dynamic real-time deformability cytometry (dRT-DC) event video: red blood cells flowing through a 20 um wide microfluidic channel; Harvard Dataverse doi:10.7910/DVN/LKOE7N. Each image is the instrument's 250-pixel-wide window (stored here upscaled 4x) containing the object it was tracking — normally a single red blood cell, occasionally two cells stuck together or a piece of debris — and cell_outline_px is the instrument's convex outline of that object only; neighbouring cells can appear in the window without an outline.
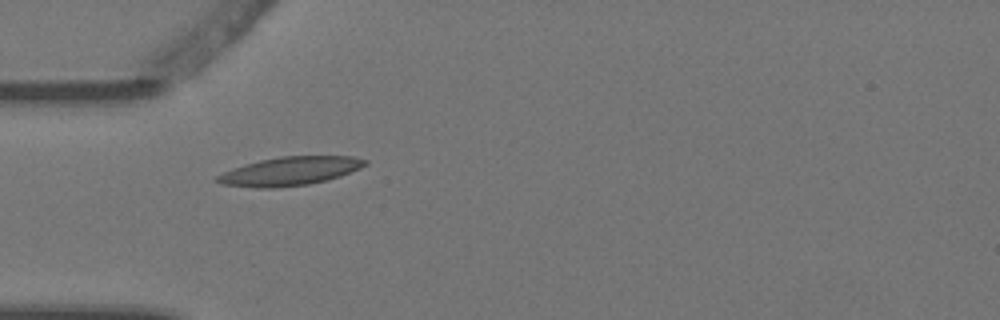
{"species": "Egyptian fruit bat (a non-hibernating species)", "species_latin": "Rousettus aegyptiacus", "temperature_condition": "warm", "stored_images_in_passage": 5, "camera_frame_rate_fps": 3000, "um_per_image_px": 0.085, "animal": {"sex": "female"}, "frame": {"image": 1, "passage_image": 4, "time_ms": 1.0, "image_size_px": [1000, 320], "cell_outline_px": [[368, 164], [360, 168], [340, 176], [308, 184], [272, 188], [256, 188], [220, 184], [216, 180], [216, 176], [232, 168], [244, 164], [260, 160], [280, 156], [352, 156], [368, 160]], "centroid_in_image_um": [24.63, 14.54], "position_along_channel_um": 60.4, "area_um2": 24.57}}
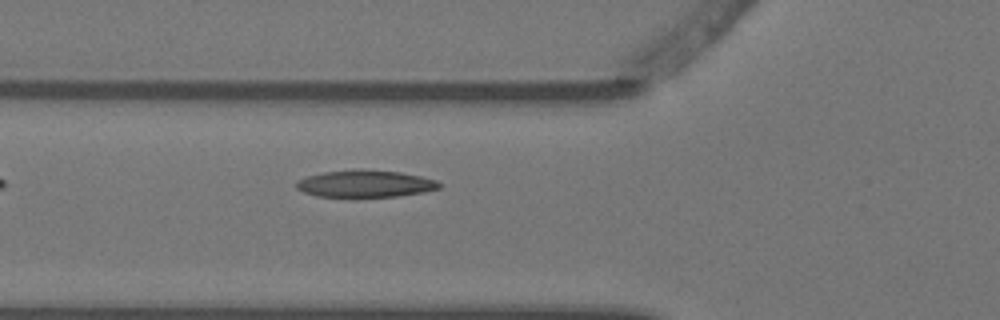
{"frame": {"image": 2, "passage_image": 5, "time_ms": 1.333, "image_size_px": [1000, 320], "cell_outline_px": [[444, 184], [440, 188], [424, 192], [400, 196], [316, 196], [304, 192], [296, 188], [296, 180], [308, 176], [324, 172], [352, 168], [360, 168], [400, 172], [420, 176], [436, 180]], "centroid_in_image_um": [31.07, 15.59], "position_along_channel_um": 94.7, "area_um2": 22.72}}